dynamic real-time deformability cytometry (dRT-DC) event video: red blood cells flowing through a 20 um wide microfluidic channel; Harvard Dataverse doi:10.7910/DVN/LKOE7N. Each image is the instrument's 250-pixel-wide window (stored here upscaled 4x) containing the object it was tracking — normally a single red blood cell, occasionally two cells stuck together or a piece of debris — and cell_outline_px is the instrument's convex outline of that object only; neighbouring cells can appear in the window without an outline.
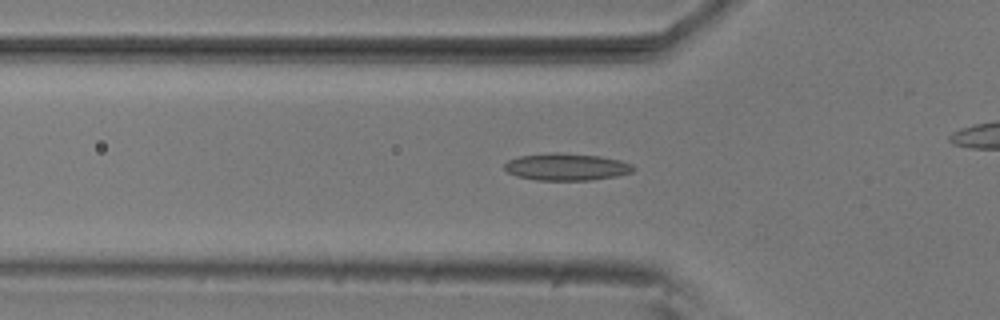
{"species": "common noctule bat (a hibernating species)", "species_latin": "Nyctalus noctula", "temperature_condition": "room temperature", "stored_images_in_passage": 44, "camera_frame_rate_fps": 3000, "um_per_image_px": 0.085, "animal": {"sex": "male", "body_mass_g": 20.5, "forearm_length_mm": 52.5}, "frame": {"image": 1, "passage_image": 18, "time_ms": 5.667, "image_size_px": [1000, 320], "cell_outline_px": [[636, 168], [632, 172], [616, 176], [588, 180], [536, 180], [516, 176], [508, 172], [504, 168], [504, 164], [508, 160], [520, 156], [556, 152], [600, 156], [620, 160], [632, 164]], "centroid_in_image_um": [48.15, 14.18], "position_along_channel_um": 77.6, "area_um2": 20.29}}
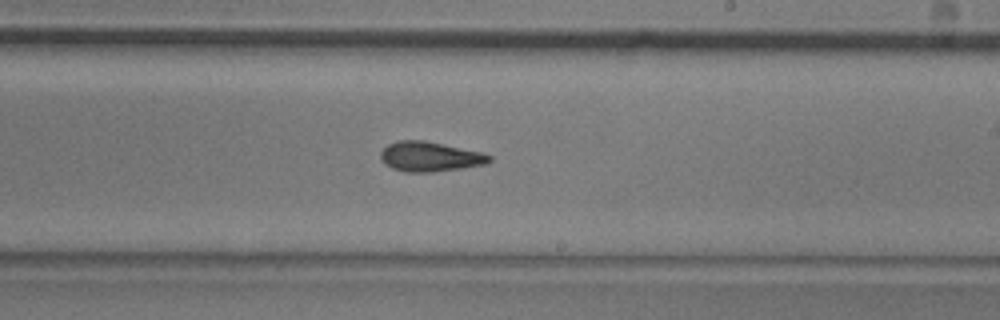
{"frame": {"image": 2, "passage_image": 32, "time_ms": 10.333, "image_size_px": [1000, 320], "cell_outline_px": [[492, 160], [488, 164], [432, 172], [404, 172], [392, 168], [384, 164], [380, 160], [380, 152], [388, 144], [400, 140], [424, 140], [484, 152], [492, 156]], "centroid_in_image_um": [36.56, 13.31], "position_along_channel_um": 252.4, "area_um2": 19.13}}
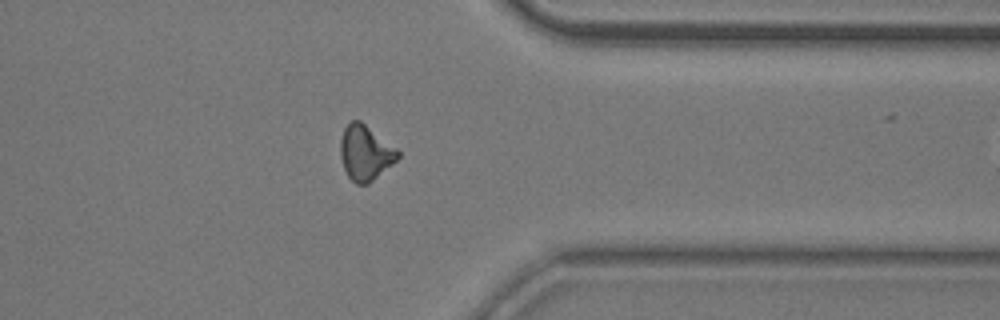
{"frame": {"image": 3, "passage_image": 43, "time_ms": 14.0, "image_size_px": [1000, 320], "cell_outline_px": [[400, 156], [392, 164], [368, 184], [356, 184], [348, 176], [344, 168], [340, 156], [340, 140], [344, 128], [352, 120], [360, 120], [396, 148], [400, 152]], "centroid_in_image_um": [31.04, 12.98], "position_along_channel_um": 380.4, "area_um2": 18.26}}